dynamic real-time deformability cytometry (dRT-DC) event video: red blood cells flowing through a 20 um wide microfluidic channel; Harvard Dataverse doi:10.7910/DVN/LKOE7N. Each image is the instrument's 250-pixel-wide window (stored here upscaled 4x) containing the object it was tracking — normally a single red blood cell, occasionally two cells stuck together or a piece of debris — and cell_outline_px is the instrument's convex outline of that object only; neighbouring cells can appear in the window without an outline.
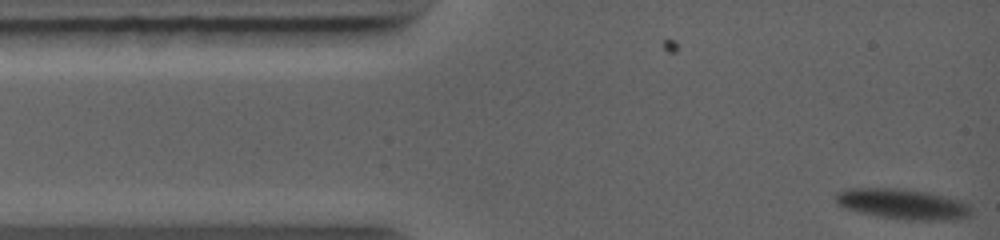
{"species": "common noctule bat (a hibernating species)", "species_latin": "Nyctalus noctula", "temperature_condition": "warm", "stored_images_in_passage": 23, "camera_frame_rate_fps": 5000, "um_per_image_px": 0.085, "animal": {"sex": "female", "body_mass_g": 19.0, "forearm_length_mm": 56.7}, "frame": {"image": 1, "passage_image": 1, "time_ms": 0.0, "image_size_px": [1000, 240], "cell_outline_px": [[972, 216], [956, 220], [908, 220], [880, 216], [860, 212], [836, 204], [832, 196], [836, 192], [844, 188], [904, 188], [928, 192], [960, 200], [972, 204]], "centroid_in_image_um": [76.76, 17.33], "position_along_channel_um": 8.2, "area_um2": 24.51}}
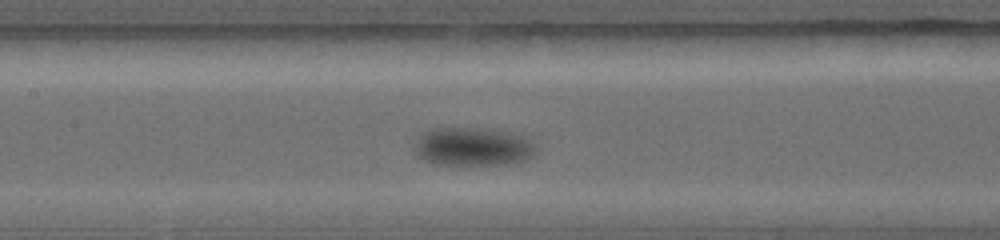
{"frame": {"image": 2, "passage_image": 13, "time_ms": 5.4, "image_size_px": [1000, 240], "cell_outline_px": [[536, 148], [524, 160], [508, 164], [432, 164], [416, 156], [412, 148], [420, 132], [432, 128], [492, 128], [528, 136], [532, 140]], "centroid_in_image_um": [40.13, 12.44], "position_along_channel_um": 167.3, "area_um2": 27.69}}
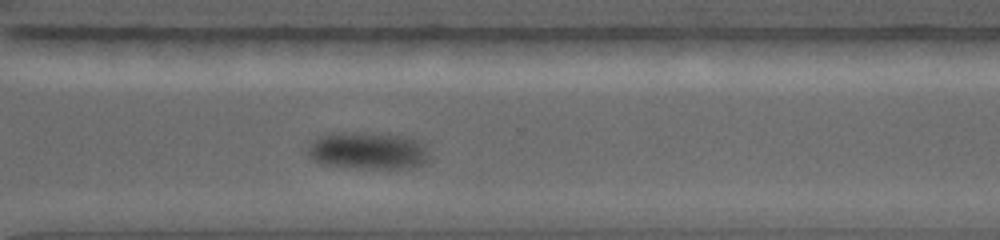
{"frame": {"image": 3, "passage_image": 23, "time_ms": 9.4, "image_size_px": [1000, 240], "cell_outline_px": [[428, 156], [424, 164], [408, 168], [360, 168], [320, 164], [308, 156], [308, 144], [320, 136], [356, 132], [404, 136], [420, 140], [428, 152]], "centroid_in_image_um": [31.28, 12.82], "position_along_channel_um": 339.3, "area_um2": 26.07}}